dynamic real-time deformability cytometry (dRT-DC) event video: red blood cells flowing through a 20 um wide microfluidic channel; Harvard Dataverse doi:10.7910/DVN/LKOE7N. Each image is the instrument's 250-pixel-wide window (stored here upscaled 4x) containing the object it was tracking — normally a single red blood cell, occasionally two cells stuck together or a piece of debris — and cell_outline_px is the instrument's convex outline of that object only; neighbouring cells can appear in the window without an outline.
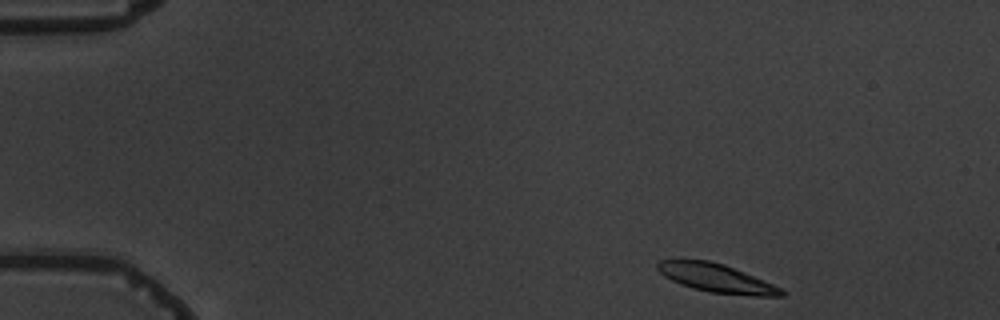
{"species": "common noctule bat (a hibernating species)", "species_latin": "Nyctalus noctula", "temperature_condition": "warm", "stored_images_in_passage": 9, "camera_frame_rate_fps": 3000, "um_per_image_px": 0.085, "animal": {"sex": "male", "body_mass_g": 19.5, "forearm_length_mm": 54.6}, "frame": {"image": 1, "passage_image": 1, "time_ms": 0.0, "image_size_px": [1000, 320], "cell_outline_px": [[788, 292], [784, 296], [756, 296], [708, 292], [692, 288], [680, 284], [664, 276], [656, 268], [656, 264], [660, 260], [708, 260], [724, 264], [744, 272], [772, 284]], "centroid_in_image_um": [60.89, 23.65], "position_along_channel_um": 24.1, "area_um2": 20.46}}
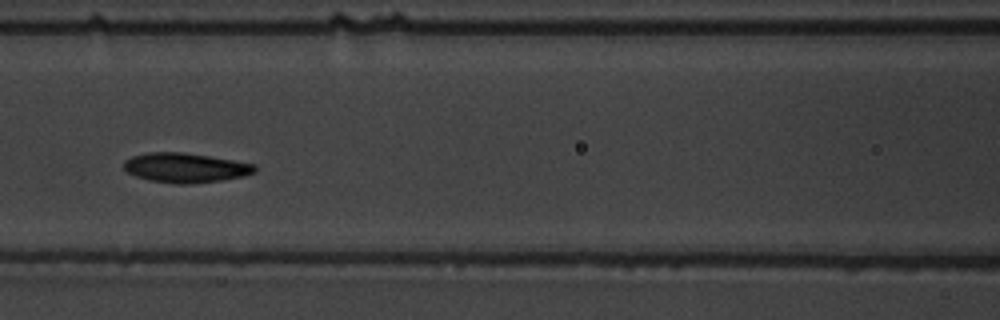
{"frame": {"image": 2, "passage_image": 6, "time_ms": 6.0, "image_size_px": [1000, 320], "cell_outline_px": [[256, 172], [244, 176], [220, 180], [188, 184], [176, 184], [148, 180], [136, 176], [128, 172], [124, 168], [124, 160], [132, 156], [148, 152], [184, 152], [256, 164]], "centroid_in_image_um": [15.75, 14.25], "position_along_channel_um": 150.8, "area_um2": 22.54}}
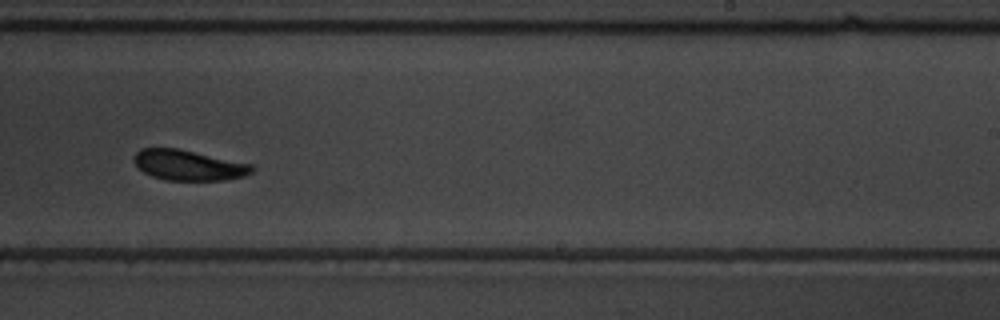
{"frame": {"image": 3, "passage_image": 9, "time_ms": 9.333, "image_size_px": [1000, 320], "cell_outline_px": [[256, 168], [252, 172], [244, 176], [224, 180], [164, 180], [152, 176], [144, 172], [132, 160], [132, 156], [140, 148], [180, 148], [252, 164]], "centroid_in_image_um": [16.02, 14.03], "position_along_channel_um": 273.0, "area_um2": 21.1}}